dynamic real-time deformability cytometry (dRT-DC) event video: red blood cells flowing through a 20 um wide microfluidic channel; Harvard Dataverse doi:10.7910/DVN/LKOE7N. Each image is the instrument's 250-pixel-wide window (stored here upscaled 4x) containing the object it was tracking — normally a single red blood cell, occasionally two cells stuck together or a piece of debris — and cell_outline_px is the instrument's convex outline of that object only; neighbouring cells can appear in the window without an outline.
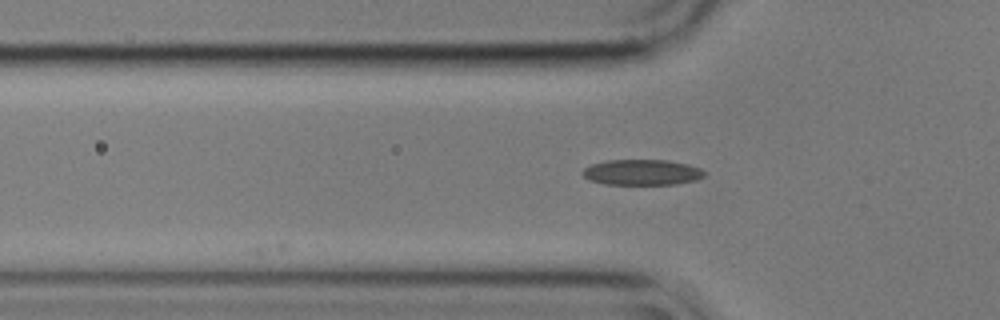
{"species": "common noctule bat (a hibernating species)", "species_latin": "Nyctalus noctula", "temperature_condition": "cold", "stored_images_in_passage": 5, "camera_frame_rate_fps": 3000, "um_per_image_px": 0.085, "animal": {"sex": "male", "body_mass_g": 17.9}, "frame": {"image": 1, "passage_image": 5, "time_ms": 1.333, "image_size_px": [1000, 320], "cell_outline_px": [[704, 176], [696, 180], [676, 184], [608, 184], [588, 180], [580, 172], [584, 168], [592, 164], [608, 160], [668, 160], [688, 164], [700, 168], [704, 172]], "centroid_in_image_um": [54.56, 14.64], "position_along_channel_um": 71.2, "area_um2": 18.15}}